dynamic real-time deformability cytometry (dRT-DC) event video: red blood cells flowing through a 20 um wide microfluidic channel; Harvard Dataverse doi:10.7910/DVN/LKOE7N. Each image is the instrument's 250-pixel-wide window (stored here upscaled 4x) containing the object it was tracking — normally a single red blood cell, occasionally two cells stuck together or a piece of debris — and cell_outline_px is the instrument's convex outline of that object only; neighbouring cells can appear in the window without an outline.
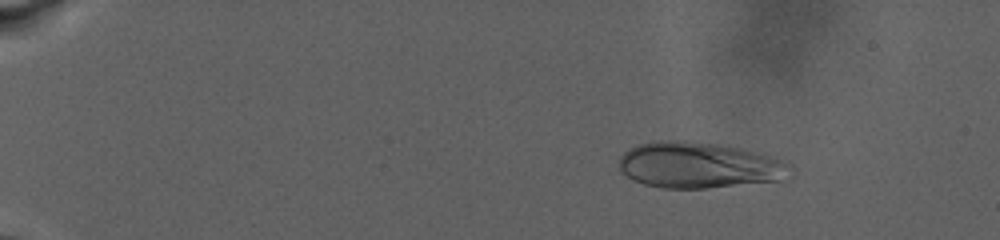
{"species": "human", "species_latin": "Homo sapiens", "temperature_condition": "warm", "stored_images_in_passage": 140, "camera_frame_rate_fps": 3000, "um_per_image_px": 0.085, "donor": {"sex": "male"}, "frame": {"image": 1, "passage_image": 13, "time_ms": 4.333, "image_size_px": [1000, 240], "cell_outline_px": [[796, 168], [792, 176], [784, 180], [708, 188], [664, 188], [644, 184], [632, 180], [620, 172], [620, 156], [628, 148], [640, 144], [656, 140], [684, 140], [716, 144], [764, 152], [788, 160]], "centroid_in_image_um": [59.54, 14.04], "position_along_channel_um": 25.5, "area_um2": 47.11}}
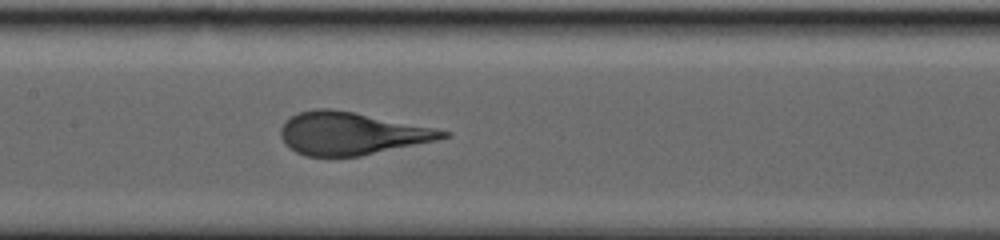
{"frame": {"image": 2, "passage_image": 68, "time_ms": 15.333, "image_size_px": [1000, 240], "cell_outline_px": [[452, 136], [436, 140], [360, 156], [304, 156], [288, 148], [284, 144], [280, 136], [280, 128], [284, 120], [300, 112], [316, 108], [328, 108], [352, 112], [436, 128], [452, 132]], "centroid_in_image_um": [29.83, 11.35], "position_along_channel_um": 177.6, "area_um2": 40.17}}
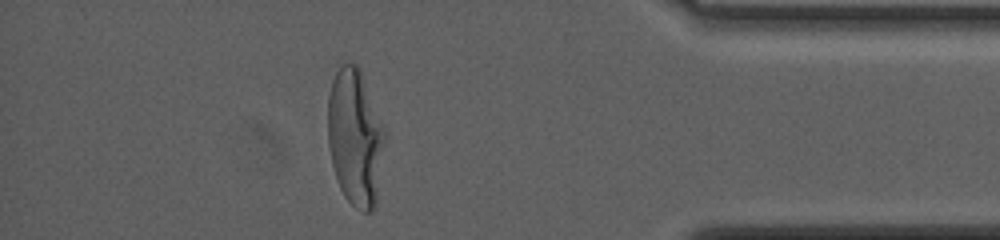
{"frame": {"image": 3, "passage_image": 127, "time_ms": 25.333, "image_size_px": [1000, 240], "cell_outline_px": [[388, 136], [376, 204], [372, 212], [364, 212], [356, 208], [344, 196], [336, 180], [332, 164], [328, 144], [328, 96], [332, 80], [336, 72], [344, 64], [356, 64], [360, 68], [388, 132]], "centroid_in_image_um": [30.25, 11.7], "position_along_channel_um": 405.0, "area_um2": 46.59}}